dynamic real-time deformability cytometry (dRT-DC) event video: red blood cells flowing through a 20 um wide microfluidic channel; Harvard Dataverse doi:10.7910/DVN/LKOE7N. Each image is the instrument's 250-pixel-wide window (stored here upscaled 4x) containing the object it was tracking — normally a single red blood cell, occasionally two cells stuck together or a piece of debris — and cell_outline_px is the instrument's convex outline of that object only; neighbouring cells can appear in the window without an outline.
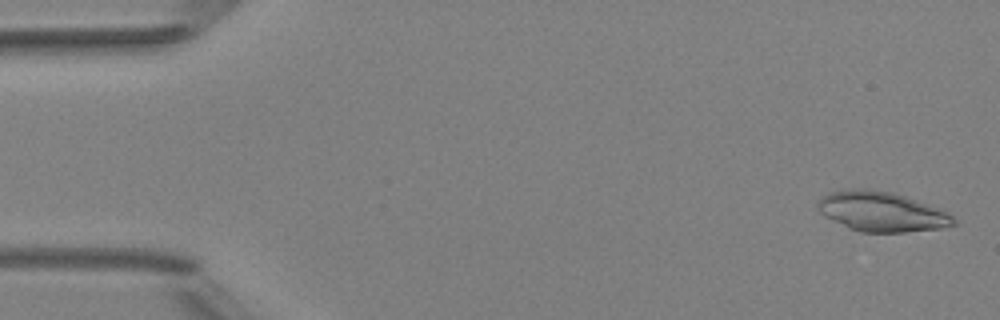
{"species": "Egyptian fruit bat (a non-hibernating species)", "species_latin": "Rousettus aegyptiacus", "temperature_condition": "room temperature", "stored_images_in_passage": 5, "camera_frame_rate_fps": 3000, "um_per_image_px": 0.085, "animal": {"sex": "female"}, "frame": {"image": 1, "passage_image": 1, "time_ms": 0.0, "image_size_px": [1000, 320], "cell_outline_px": [[956, 224], [940, 228], [904, 232], [860, 232], [848, 228], [824, 216], [816, 208], [816, 204], [828, 192], [848, 188], [868, 188], [892, 192], [944, 208], [956, 220]], "centroid_in_image_um": [74.95, 17.97], "position_along_channel_um": 10.1, "area_um2": 31.96}}